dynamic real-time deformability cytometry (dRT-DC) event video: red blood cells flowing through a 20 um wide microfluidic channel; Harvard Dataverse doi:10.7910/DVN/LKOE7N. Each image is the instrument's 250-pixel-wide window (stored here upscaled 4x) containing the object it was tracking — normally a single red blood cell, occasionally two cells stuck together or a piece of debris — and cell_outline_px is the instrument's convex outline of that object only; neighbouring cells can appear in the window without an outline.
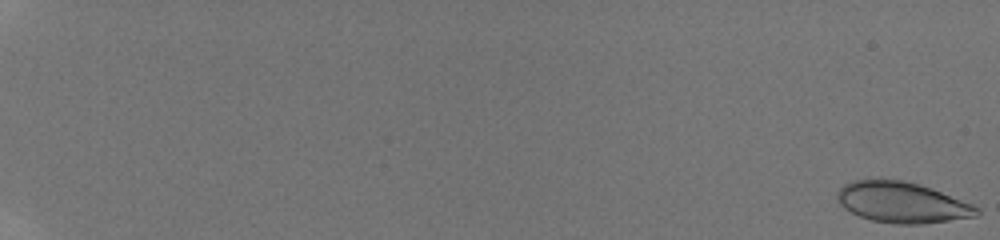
{"species": "human", "species_latin": "Homo sapiens", "temperature_condition": "room temperature", "stored_images_in_passage": 30, "camera_frame_rate_fps": 3000, "um_per_image_px": 0.085, "donor": {"sex": "male"}, "frame": {"image": 1, "passage_image": 1, "time_ms": 0.0, "image_size_px": [1000, 240], "cell_outline_px": [[980, 212], [976, 216], [924, 224], [896, 224], [872, 220], [860, 216], [844, 208], [840, 204], [836, 196], [836, 192], [844, 184], [852, 180], [880, 176], [904, 180], [920, 184], [972, 204], [980, 208]], "centroid_in_image_um": [76.62, 17.16], "position_along_channel_um": 8.4, "area_um2": 33.7}}
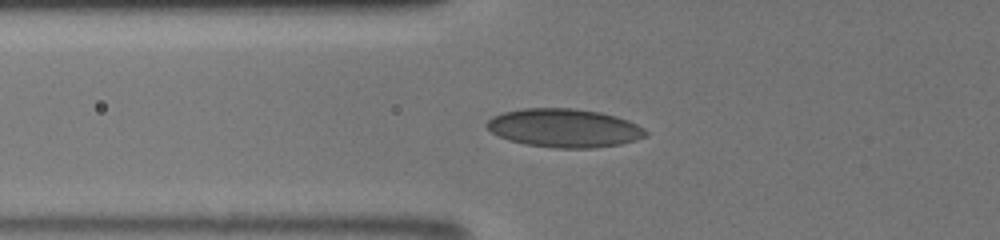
{"frame": {"image": 2, "passage_image": 16, "time_ms": 7.667, "image_size_px": [1000, 240], "cell_outline_px": [[648, 136], [636, 140], [620, 144], [592, 148], [556, 148], [524, 144], [508, 140], [492, 132], [484, 124], [492, 116], [504, 112], [520, 108], [572, 108], [600, 112], [616, 116], [628, 120], [644, 128], [648, 132]], "centroid_in_image_um": [47.96, 10.88], "position_along_channel_um": 77.8, "area_um2": 35.84}}
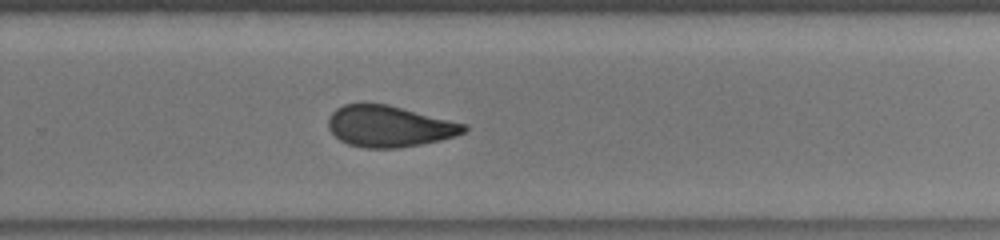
{"frame": {"image": 3, "passage_image": 30, "time_ms": 13.0, "image_size_px": [1000, 240], "cell_outline_px": [[468, 128], [464, 132], [456, 136], [440, 140], [400, 148], [364, 148], [348, 144], [340, 140], [328, 128], [328, 116], [336, 108], [344, 104], [388, 104], [468, 124]], "centroid_in_image_um": [33.1, 10.73], "position_along_channel_um": 296.7, "area_um2": 32.71}}